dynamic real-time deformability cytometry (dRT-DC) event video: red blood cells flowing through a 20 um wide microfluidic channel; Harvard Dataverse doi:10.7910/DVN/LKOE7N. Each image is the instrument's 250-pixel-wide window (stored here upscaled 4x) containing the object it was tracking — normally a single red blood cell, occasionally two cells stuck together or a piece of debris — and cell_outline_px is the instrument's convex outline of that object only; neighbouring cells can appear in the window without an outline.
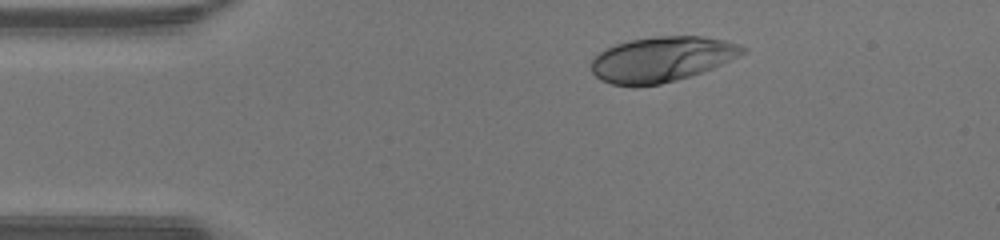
{"species": "human", "species_latin": "Homo sapiens", "temperature_condition": "warm", "stored_images_in_passage": 40, "camera_frame_rate_fps": 3000, "um_per_image_px": 0.085, "donor": {"sex": "male"}, "frame": {"image": 1, "passage_image": 1, "time_ms": 0.0, "image_size_px": [1000, 240], "cell_outline_px": [[748, 52], [740, 56], [712, 68], [676, 80], [660, 84], [636, 88], [632, 88], [612, 84], [600, 80], [592, 72], [592, 60], [600, 52], [616, 44], [632, 40], [656, 36], [704, 36], [724, 40], [740, 44], [748, 48]], "centroid_in_image_um": [56.27, 5.05], "position_along_channel_um": 28.7, "area_um2": 40.06}}
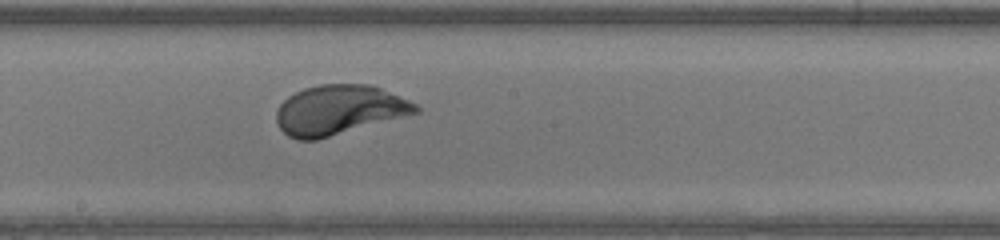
{"frame": {"image": 2, "passage_image": 18, "time_ms": 5.667, "image_size_px": [1000, 240], "cell_outline_px": [[420, 112], [316, 140], [296, 140], [288, 136], [280, 128], [276, 120], [276, 112], [280, 104], [288, 96], [304, 88], [320, 84], [368, 84], [380, 88], [408, 100], [416, 104], [420, 108]], "centroid_in_image_um": [28.79, 9.35], "position_along_channel_um": 219.4, "area_um2": 40.06}}
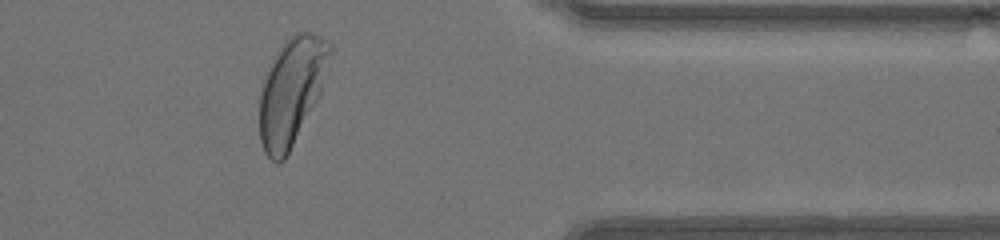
{"frame": {"image": 3, "passage_image": 31, "time_ms": 10.0, "image_size_px": [1000, 240], "cell_outline_px": [[332, 52], [320, 92], [316, 100], [284, 160], [280, 164], [276, 164], [264, 152], [260, 144], [260, 92], [272, 56], [284, 40], [292, 32], [312, 32], [328, 40], [332, 44]], "centroid_in_image_um": [24.76, 7.69], "position_along_channel_um": 386.6, "area_um2": 43.81}, "authors_computed_cell_mechanics": {"area_um2": 40.46, "velocity_mm_per_s": 4.3265, "shape_relaxation_time_tau1_ms": 1.9994, "shape_relaxation_time_tau2_ms": null, "deformation_change_tau1": 0.178, "deformation_change_tau2": null}}